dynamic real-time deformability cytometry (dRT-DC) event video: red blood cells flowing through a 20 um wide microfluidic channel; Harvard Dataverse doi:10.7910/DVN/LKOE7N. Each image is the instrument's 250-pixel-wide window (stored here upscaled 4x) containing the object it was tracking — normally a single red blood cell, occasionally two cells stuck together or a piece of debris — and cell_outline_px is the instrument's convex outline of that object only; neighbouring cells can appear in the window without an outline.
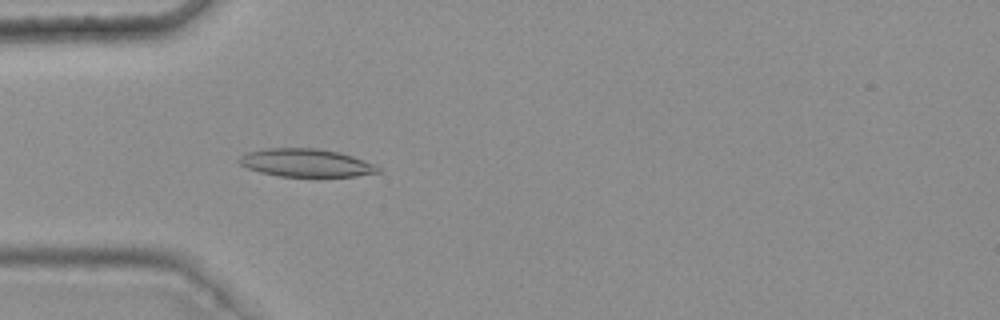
{"species": "common noctule bat (a hibernating species)", "species_latin": "Nyctalus noctula", "temperature_condition": "warm", "stored_images_in_passage": 37, "camera_frame_rate_fps": 3000, "um_per_image_px": 0.085, "animal": {"sex": "female", "body_mass_g": 25.1}, "frame": {"image": 1, "passage_image": 7, "time_ms": 2.0, "image_size_px": [1000, 320], "cell_outline_px": [[384, 168], [380, 172], [356, 176], [316, 180], [280, 176], [260, 172], [248, 168], [240, 164], [236, 160], [240, 156], [248, 152], [264, 148], [316, 148], [340, 152], [376, 164]], "centroid_in_image_um": [26.09, 13.89], "position_along_channel_um": 58.9, "area_um2": 23.87}}
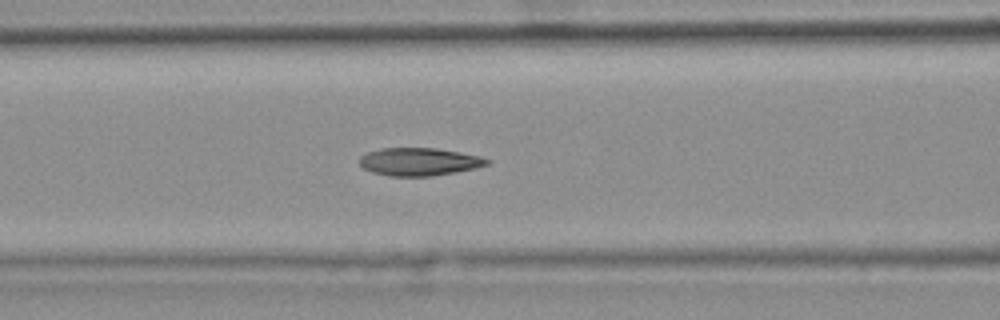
{"frame": {"image": 2, "passage_image": 13, "time_ms": 4.0, "image_size_px": [1000, 320], "cell_outline_px": [[492, 160], [488, 164], [476, 168], [432, 176], [388, 176], [372, 172], [364, 168], [360, 164], [360, 156], [368, 152], [380, 148], [436, 148], [480, 156]], "centroid_in_image_um": [35.63, 13.74], "position_along_channel_um": 131.0, "area_um2": 20.63}}
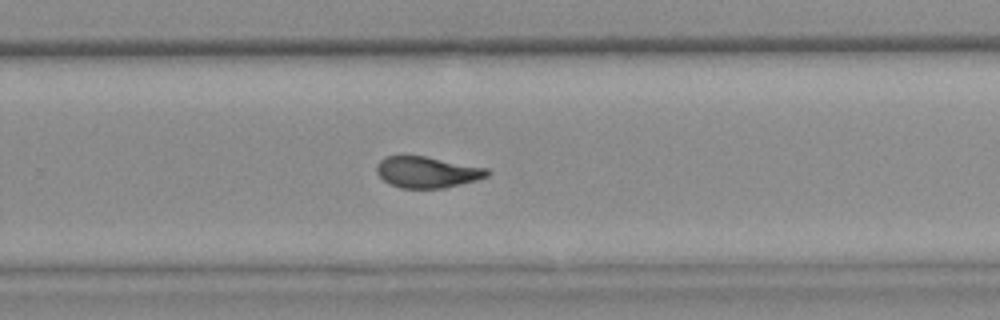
{"frame": {"image": 3, "passage_image": 26, "time_ms": 8.333, "image_size_px": [1000, 320], "cell_outline_px": [[492, 172], [488, 176], [476, 180], [444, 188], [400, 188], [388, 184], [376, 172], [376, 164], [384, 156], [424, 156], [488, 168]], "centroid_in_image_um": [36.3, 14.63], "position_along_channel_um": 293.5, "area_um2": 20.17}, "authors_computed_cell_mechanics": {"area_um2": 20.6346, "velocity_mm_per_s": 3.7588, "shape_relaxation_time_tau1_ms": 9.6418, "shape_relaxation_time_tau2_ms": 2.1993, "deformation_change_tau1": 0.2244, "deformation_change_tau2": 0.0794}}